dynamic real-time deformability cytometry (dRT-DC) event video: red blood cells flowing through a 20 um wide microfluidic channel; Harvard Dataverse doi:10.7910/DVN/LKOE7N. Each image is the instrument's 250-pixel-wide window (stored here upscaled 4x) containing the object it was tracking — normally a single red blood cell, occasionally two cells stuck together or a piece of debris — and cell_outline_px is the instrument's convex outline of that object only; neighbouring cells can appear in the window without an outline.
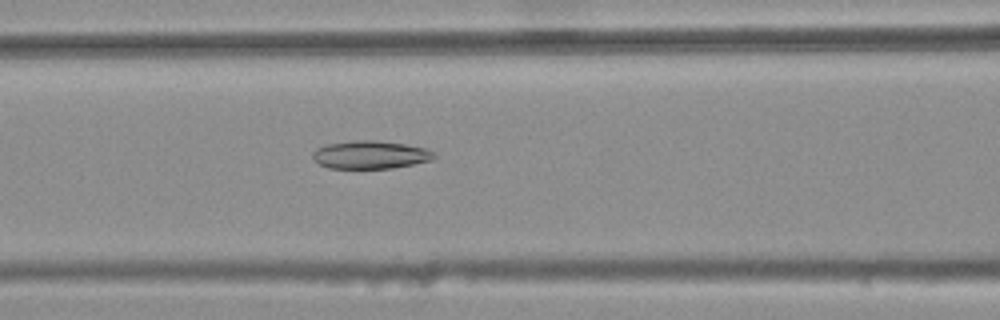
{"species": "common noctule bat (a hibernating species)", "species_latin": "Nyctalus noctula", "temperature_condition": "warm", "stored_images_in_passage": 41, "camera_frame_rate_fps": 3000, "um_per_image_px": 0.085, "animal": {"sex": "female", "body_mass_g": 25.1}, "frame": {"image": 1, "passage_image": 16, "time_ms": 5.0, "image_size_px": [1000, 320], "cell_outline_px": [[436, 156], [432, 160], [392, 168], [328, 168], [312, 160], [312, 152], [316, 148], [328, 144], [352, 140], [376, 140], [404, 144], [424, 148], [432, 152]], "centroid_in_image_um": [31.43, 13.15], "position_along_channel_um": 135.2, "area_um2": 19.77}}
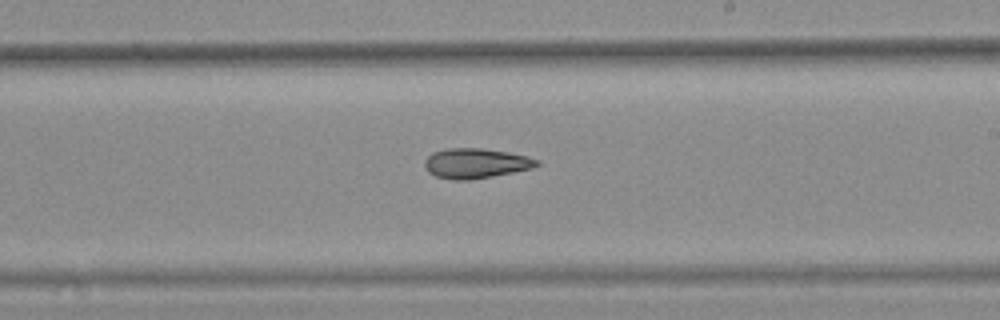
{"frame": {"image": 2, "passage_image": 25, "time_ms": 8.0, "image_size_px": [1000, 320], "cell_outline_px": [[540, 164], [532, 168], [492, 176], [468, 180], [456, 180], [436, 176], [428, 172], [424, 168], [424, 160], [432, 152], [448, 148], [484, 148], [508, 152], [528, 156], [540, 160]], "centroid_in_image_um": [40.43, 13.87], "position_along_channel_um": 248.6, "area_um2": 19.65}}
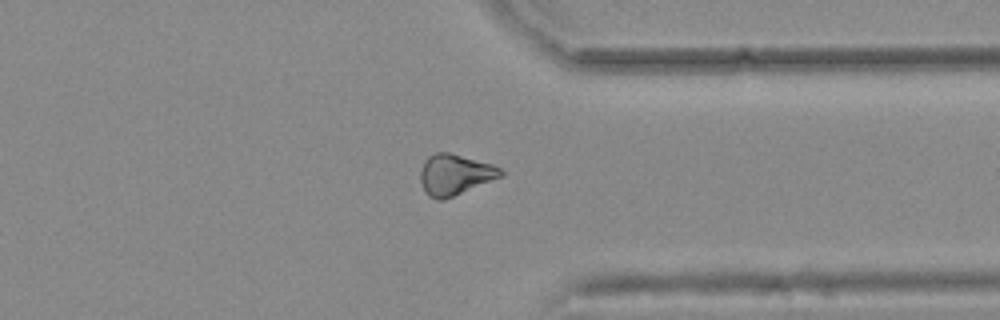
{"frame": {"image": 3, "passage_image": 35, "time_ms": 11.333, "image_size_px": [1000, 320], "cell_outline_px": [[504, 176], [444, 200], [436, 200], [428, 196], [424, 192], [420, 180], [420, 172], [424, 160], [428, 156], [436, 152], [448, 152], [492, 164], [500, 168], [504, 172]], "centroid_in_image_um": [38.65, 14.86], "position_along_channel_um": 372.7, "area_um2": 19.31}}